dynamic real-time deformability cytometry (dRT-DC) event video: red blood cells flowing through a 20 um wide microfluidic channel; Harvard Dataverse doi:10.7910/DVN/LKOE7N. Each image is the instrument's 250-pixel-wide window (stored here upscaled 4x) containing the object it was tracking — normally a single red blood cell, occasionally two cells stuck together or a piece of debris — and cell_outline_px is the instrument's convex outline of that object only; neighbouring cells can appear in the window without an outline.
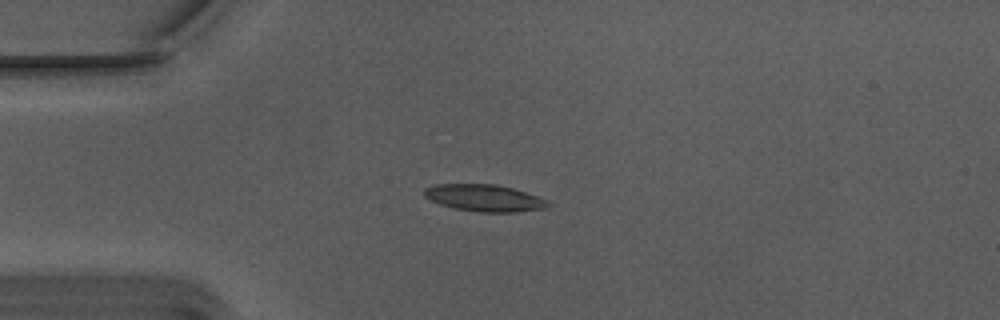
{"species": "Egyptian fruit bat (a non-hibernating species)", "species_latin": "Rousettus aegyptiacus", "temperature_condition": "warm", "stored_images_in_passage": 42, "camera_frame_rate_fps": 3000, "um_per_image_px": 0.085, "animal": {"sex": "male"}, "frame": {"image": 1, "passage_image": 1, "time_ms": 0.0, "image_size_px": [1000, 320], "cell_outline_px": [[552, 204], [548, 208], [516, 212], [480, 212], [452, 208], [440, 204], [424, 196], [424, 188], [436, 184], [496, 184], [512, 188], [548, 200]], "centroid_in_image_um": [41.19, 16.83], "position_along_channel_um": 43.8, "area_um2": 19.42}}
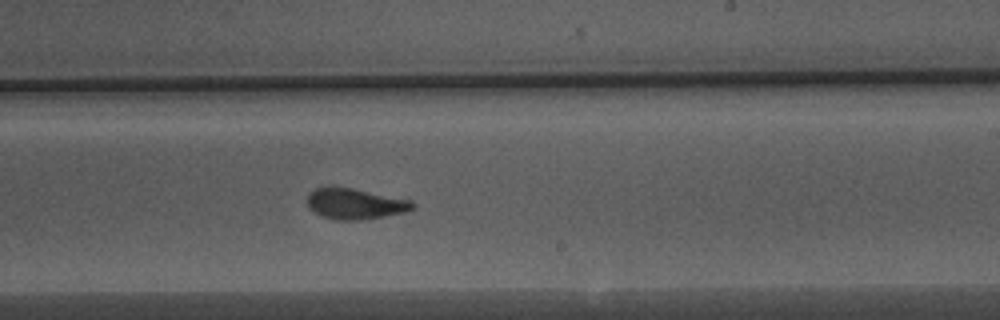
{"frame": {"image": 2, "passage_image": 20, "time_ms": 6.333, "image_size_px": [1000, 320], "cell_outline_px": [[416, 204], [412, 208], [404, 212], [364, 220], [336, 220], [324, 216], [316, 212], [308, 204], [308, 192], [316, 188], [328, 184], [352, 188], [412, 200]], "centroid_in_image_um": [30.17, 17.29], "position_along_channel_um": 258.8, "area_um2": 19.02}}
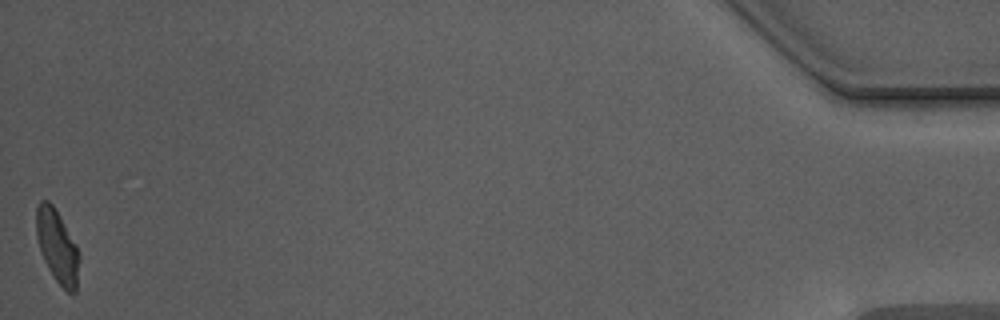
{"frame": {"image": 3, "passage_image": 42, "time_ms": 13.667, "image_size_px": [1000, 320], "cell_outline_px": [[80, 260], [76, 292], [68, 292], [52, 276], [44, 260], [36, 236], [36, 208], [40, 200], [48, 200], [52, 204], [76, 244], [80, 256]], "centroid_in_image_um": [4.87, 20.95], "position_along_channel_um": 430.3, "area_um2": 18.15}, "authors_computed_cell_mechanics": {"area_um2": 19.0451, "velocity_mm_per_s": 3.7304, "shape_relaxation_time_tau1_ms": 4.1487, "shape_relaxation_time_tau2_ms": 1.9044, "deformation_change_tau1": 0.1693, "deformation_change_tau2": 0.0872}}